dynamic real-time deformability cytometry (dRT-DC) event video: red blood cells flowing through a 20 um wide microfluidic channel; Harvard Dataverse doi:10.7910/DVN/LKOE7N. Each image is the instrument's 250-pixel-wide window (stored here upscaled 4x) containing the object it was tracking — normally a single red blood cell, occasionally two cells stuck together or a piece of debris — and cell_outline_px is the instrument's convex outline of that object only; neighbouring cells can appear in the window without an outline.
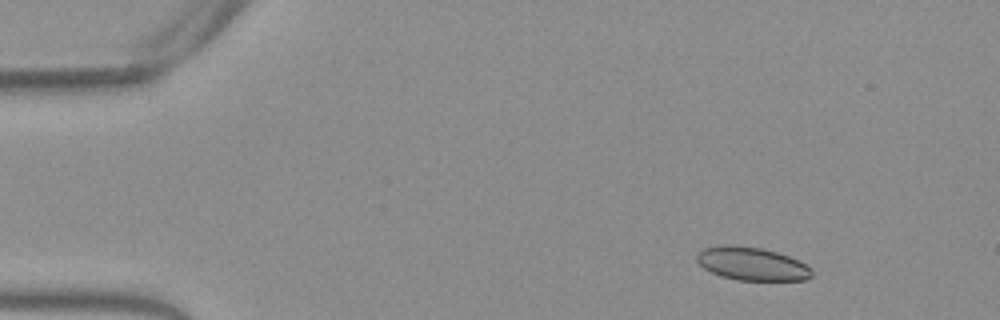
{"species": "Egyptian fruit bat (a non-hibernating species)", "species_latin": "Rousettus aegyptiacus", "temperature_condition": "warm", "stored_images_in_passage": 31, "camera_frame_rate_fps": 3000, "um_per_image_px": 0.085, "frame": {"image": 1, "passage_image": 1, "time_ms": 0.0, "image_size_px": [1000, 320], "cell_outline_px": [[812, 276], [804, 280], [736, 280], [720, 276], [704, 268], [696, 260], [696, 252], [704, 248], [720, 244], [732, 244], [760, 248], [776, 252], [788, 256], [812, 268]], "centroid_in_image_um": [63.86, 22.41], "position_along_channel_um": 21.1, "area_um2": 22.31}}
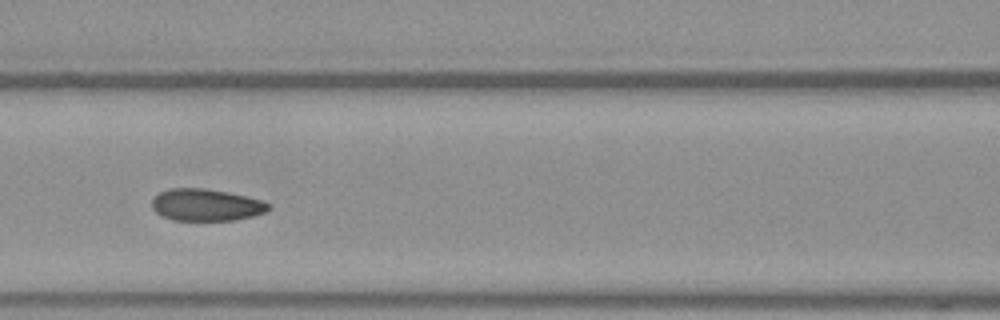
{"frame": {"image": 2, "passage_image": 18, "time_ms": 5.667, "image_size_px": [1000, 320], "cell_outline_px": [[272, 208], [268, 212], [256, 216], [236, 220], [172, 220], [160, 216], [152, 208], [152, 200], [160, 192], [168, 188], [204, 188], [228, 192], [260, 200], [272, 204]], "centroid_in_image_um": [17.56, 17.43], "position_along_channel_um": 149.0, "area_um2": 22.02}}
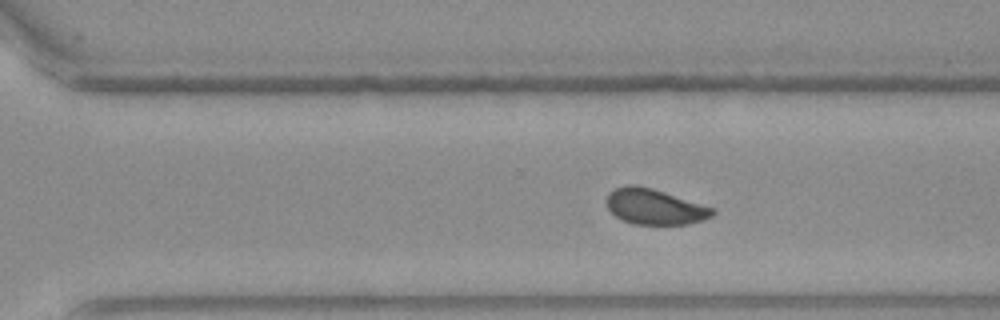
{"frame": {"image": 3, "passage_image": 31, "time_ms": 10.0, "image_size_px": [1000, 320], "cell_outline_px": [[716, 212], [712, 216], [704, 220], [688, 224], [632, 224], [616, 216], [608, 208], [608, 192], [616, 188], [628, 184], [636, 184], [652, 188], [716, 208]], "centroid_in_image_um": [55.69, 17.56], "position_along_channel_um": 314.9, "area_um2": 21.96}}